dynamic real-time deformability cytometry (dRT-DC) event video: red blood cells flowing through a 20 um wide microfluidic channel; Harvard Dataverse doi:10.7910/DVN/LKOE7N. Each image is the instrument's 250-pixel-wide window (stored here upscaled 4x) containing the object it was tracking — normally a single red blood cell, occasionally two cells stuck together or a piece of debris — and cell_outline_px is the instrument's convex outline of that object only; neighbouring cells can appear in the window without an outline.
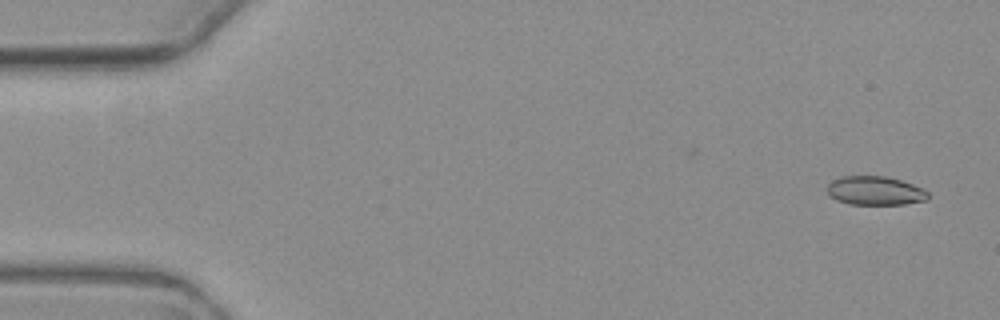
{"species": "common noctule bat (a hibernating species)", "species_latin": "Nyctalus noctula", "temperature_condition": "warm", "stored_images_in_passage": 6, "camera_frame_rate_fps": 3000, "um_per_image_px": 0.085, "animal": {"sex": "female", "body_mass_g": 19.3, "forearm_length_mm": 54.1}, "frame": {"image": 1, "passage_image": 1, "time_ms": 0.0, "image_size_px": [1000, 320], "cell_outline_px": [[928, 196], [924, 200], [904, 204], [848, 204], [836, 200], [828, 192], [828, 184], [832, 180], [840, 176], [888, 176], [912, 184], [928, 192]], "centroid_in_image_um": [74.35, 16.2], "position_along_channel_um": 10.7, "area_um2": 16.76}}